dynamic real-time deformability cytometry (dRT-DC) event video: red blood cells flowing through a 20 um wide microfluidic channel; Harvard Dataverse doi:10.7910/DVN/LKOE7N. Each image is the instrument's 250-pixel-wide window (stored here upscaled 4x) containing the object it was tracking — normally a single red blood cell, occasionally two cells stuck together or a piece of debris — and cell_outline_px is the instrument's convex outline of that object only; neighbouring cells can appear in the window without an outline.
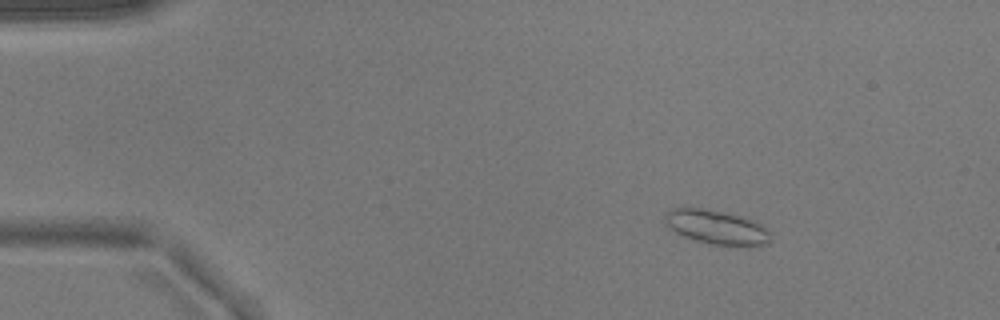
{"species": "common noctule bat (a hibernating species)", "species_latin": "Nyctalus noctula", "temperature_condition": "warm", "stored_images_in_passage": 53, "camera_frame_rate_fps": 3000, "um_per_image_px": 0.085, "animal": {"sex": "male", "body_mass_g": 17.9}, "frame": {"image": 1, "passage_image": 9, "time_ms": 2.667, "image_size_px": [1000, 320], "cell_outline_px": [[768, 244], [736, 248], [732, 248], [712, 244], [696, 240], [684, 236], [676, 232], [664, 224], [664, 216], [668, 212], [676, 208], [700, 208], [720, 212], [736, 216], [748, 220], [764, 228], [768, 232]], "centroid_in_image_um": [60.85, 19.37], "position_along_channel_um": 24.2, "area_um2": 20.58}}
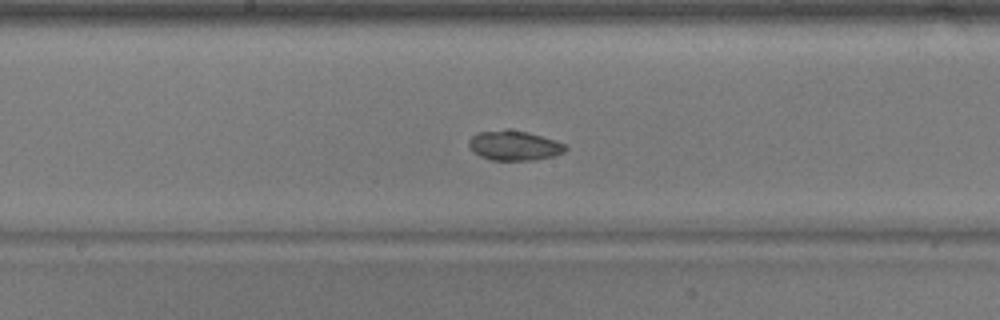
{"frame": {"image": 2, "passage_image": 29, "time_ms": 9.333, "image_size_px": [1000, 320], "cell_outline_px": [[568, 148], [564, 152], [552, 156], [532, 160], [492, 160], [480, 156], [468, 144], [468, 140], [476, 132], [504, 128], [508, 128], [528, 132], [568, 144]], "centroid_in_image_um": [43.72, 12.34], "position_along_channel_um": 204.5, "area_um2": 16.94}}
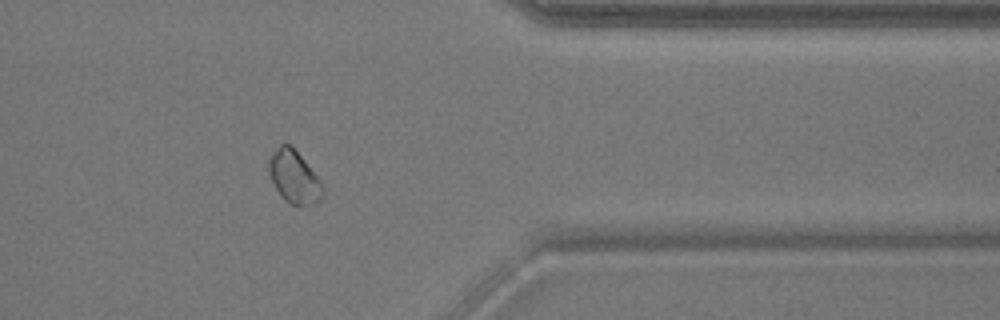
{"frame": {"image": 3, "passage_image": 44, "time_ms": 14.333, "image_size_px": [1000, 320], "cell_outline_px": [[324, 192], [320, 200], [316, 204], [292, 204], [284, 200], [276, 188], [272, 180], [268, 168], [268, 160], [280, 144], [292, 144], [320, 180], [324, 188]], "centroid_in_image_um": [25.01, 15.02], "position_along_channel_um": 386.4, "area_um2": 16.36}}